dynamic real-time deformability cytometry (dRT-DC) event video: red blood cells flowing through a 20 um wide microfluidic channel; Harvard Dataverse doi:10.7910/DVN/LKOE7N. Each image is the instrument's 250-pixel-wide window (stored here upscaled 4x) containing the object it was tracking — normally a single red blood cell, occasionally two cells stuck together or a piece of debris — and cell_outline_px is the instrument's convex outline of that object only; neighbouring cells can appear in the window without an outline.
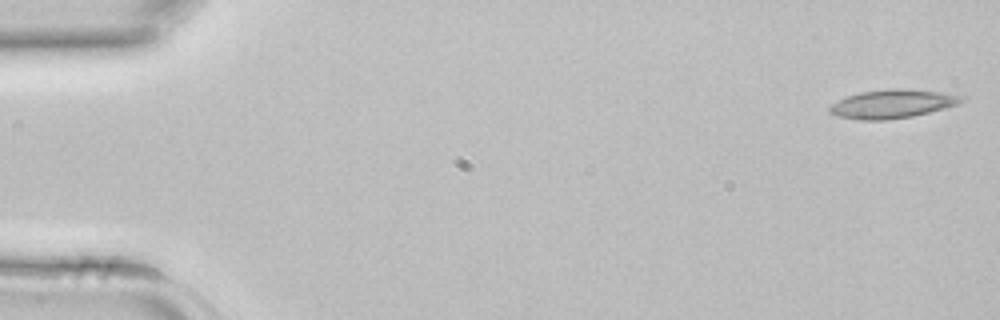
{"species": "common noctule bat (a hibernating species)", "species_latin": "Nyctalus noctula", "temperature_condition": "room temperature", "stored_images_in_passage": 42, "camera_frame_rate_fps": 3000, "um_per_image_px": 0.085, "animal": {"sex": "female", "body_mass_g": 22.7, "forearm_length_mm": 54.2}, "frame": {"image": 1, "passage_image": 1, "time_ms": 0.0, "image_size_px": [1000, 320], "cell_outline_px": [[968, 96], [964, 100], [956, 104], [944, 108], [912, 116], [888, 120], [856, 120], [836, 116], [828, 112], [828, 108], [832, 104], [848, 96], [860, 92], [892, 88], [908, 88], [944, 92]], "centroid_in_image_um": [75.87, 8.82], "position_along_channel_um": 9.1, "area_um2": 22.2}}
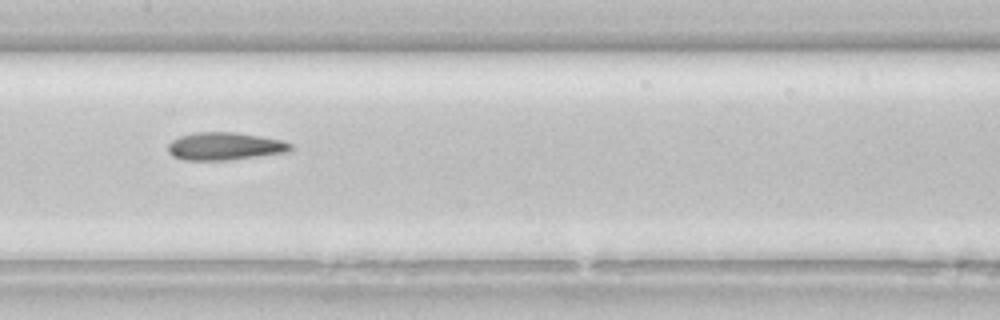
{"frame": {"image": 2, "passage_image": 21, "time_ms": 6.667, "image_size_px": [1000, 320], "cell_outline_px": [[296, 148], [288, 152], [260, 156], [228, 160], [184, 160], [172, 156], [168, 152], [168, 144], [172, 140], [180, 136], [196, 132], [232, 132], [260, 136], [280, 140], [292, 144]], "centroid_in_image_um": [19.12, 12.44], "position_along_channel_um": 188.3, "area_um2": 19.88}}
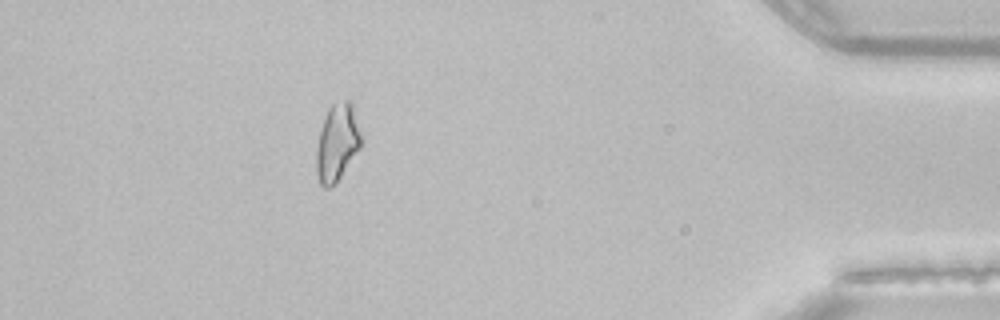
{"frame": {"image": 3, "passage_image": 38, "time_ms": 12.333, "image_size_px": [1000, 320], "cell_outline_px": [[360, 148], [340, 176], [328, 188], [324, 188], [320, 184], [316, 172], [316, 148], [320, 132], [328, 108], [332, 104], [344, 100], [348, 100], [352, 104], [360, 132]], "centroid_in_image_um": [28.63, 12.11], "position_along_channel_um": 406.6, "area_um2": 19.59}}